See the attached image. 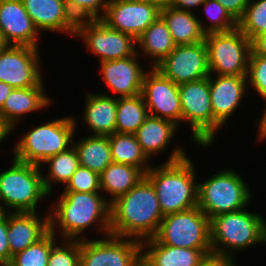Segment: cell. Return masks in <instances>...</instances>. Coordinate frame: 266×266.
Segmentation results:
<instances>
[{
	"instance_id": "cell-1",
	"label": "cell",
	"mask_w": 266,
	"mask_h": 266,
	"mask_svg": "<svg viewBox=\"0 0 266 266\" xmlns=\"http://www.w3.org/2000/svg\"><path fill=\"white\" fill-rule=\"evenodd\" d=\"M56 194V201L51 198L53 201L48 204L49 224L50 231L59 239L85 240L95 231L99 237L110 235L111 203L102 193L60 191V195ZM90 229L92 233L88 235Z\"/></svg>"
},
{
	"instance_id": "cell-2",
	"label": "cell",
	"mask_w": 266,
	"mask_h": 266,
	"mask_svg": "<svg viewBox=\"0 0 266 266\" xmlns=\"http://www.w3.org/2000/svg\"><path fill=\"white\" fill-rule=\"evenodd\" d=\"M168 158L153 164L145 177L156 190L163 216L174 214L197 206L199 165L188 155L183 144H175ZM186 148V149H185ZM198 166V167H196ZM197 179V180H196Z\"/></svg>"
},
{
	"instance_id": "cell-3",
	"label": "cell",
	"mask_w": 266,
	"mask_h": 266,
	"mask_svg": "<svg viewBox=\"0 0 266 266\" xmlns=\"http://www.w3.org/2000/svg\"><path fill=\"white\" fill-rule=\"evenodd\" d=\"M156 190L144 177L110 204V234L144 241L153 238L163 219Z\"/></svg>"
},
{
	"instance_id": "cell-4",
	"label": "cell",
	"mask_w": 266,
	"mask_h": 266,
	"mask_svg": "<svg viewBox=\"0 0 266 266\" xmlns=\"http://www.w3.org/2000/svg\"><path fill=\"white\" fill-rule=\"evenodd\" d=\"M249 208L210 218L213 254L237 259L242 251L266 245L265 214L254 211L256 208L253 211Z\"/></svg>"
},
{
	"instance_id": "cell-5",
	"label": "cell",
	"mask_w": 266,
	"mask_h": 266,
	"mask_svg": "<svg viewBox=\"0 0 266 266\" xmlns=\"http://www.w3.org/2000/svg\"><path fill=\"white\" fill-rule=\"evenodd\" d=\"M69 115L46 119L39 125L31 124V129L21 133L12 144L10 156L40 166L47 158L67 150L72 146L76 132L74 119Z\"/></svg>"
},
{
	"instance_id": "cell-6",
	"label": "cell",
	"mask_w": 266,
	"mask_h": 266,
	"mask_svg": "<svg viewBox=\"0 0 266 266\" xmlns=\"http://www.w3.org/2000/svg\"><path fill=\"white\" fill-rule=\"evenodd\" d=\"M10 159V168L7 166V169L0 171V211L39 212L40 203L50 199V194L44 187L40 166L13 157Z\"/></svg>"
},
{
	"instance_id": "cell-7",
	"label": "cell",
	"mask_w": 266,
	"mask_h": 266,
	"mask_svg": "<svg viewBox=\"0 0 266 266\" xmlns=\"http://www.w3.org/2000/svg\"><path fill=\"white\" fill-rule=\"evenodd\" d=\"M234 168L224 167L211 177L198 181L197 206L208 216L236 212L252 204V193L248 181Z\"/></svg>"
},
{
	"instance_id": "cell-8",
	"label": "cell",
	"mask_w": 266,
	"mask_h": 266,
	"mask_svg": "<svg viewBox=\"0 0 266 266\" xmlns=\"http://www.w3.org/2000/svg\"><path fill=\"white\" fill-rule=\"evenodd\" d=\"M178 88L182 125H185L183 128L189 127L187 130L191 133L187 137L202 150L211 149L210 147L216 143V135L222 131L223 126L213 117L209 77L179 84Z\"/></svg>"
},
{
	"instance_id": "cell-9",
	"label": "cell",
	"mask_w": 266,
	"mask_h": 266,
	"mask_svg": "<svg viewBox=\"0 0 266 266\" xmlns=\"http://www.w3.org/2000/svg\"><path fill=\"white\" fill-rule=\"evenodd\" d=\"M154 238L172 247L211 249L210 219L198 206L166 215Z\"/></svg>"
},
{
	"instance_id": "cell-10",
	"label": "cell",
	"mask_w": 266,
	"mask_h": 266,
	"mask_svg": "<svg viewBox=\"0 0 266 266\" xmlns=\"http://www.w3.org/2000/svg\"><path fill=\"white\" fill-rule=\"evenodd\" d=\"M204 42L210 74L247 76L251 41L238 27L206 34Z\"/></svg>"
},
{
	"instance_id": "cell-11",
	"label": "cell",
	"mask_w": 266,
	"mask_h": 266,
	"mask_svg": "<svg viewBox=\"0 0 266 266\" xmlns=\"http://www.w3.org/2000/svg\"><path fill=\"white\" fill-rule=\"evenodd\" d=\"M97 61L123 59L137 53L136 39L109 28L101 19L77 21L74 35Z\"/></svg>"
},
{
	"instance_id": "cell-12",
	"label": "cell",
	"mask_w": 266,
	"mask_h": 266,
	"mask_svg": "<svg viewBox=\"0 0 266 266\" xmlns=\"http://www.w3.org/2000/svg\"><path fill=\"white\" fill-rule=\"evenodd\" d=\"M142 241L108 235L80 240V266H134Z\"/></svg>"
},
{
	"instance_id": "cell-13",
	"label": "cell",
	"mask_w": 266,
	"mask_h": 266,
	"mask_svg": "<svg viewBox=\"0 0 266 266\" xmlns=\"http://www.w3.org/2000/svg\"><path fill=\"white\" fill-rule=\"evenodd\" d=\"M40 50L25 45H8L0 52V81L13 88L38 86L46 79Z\"/></svg>"
},
{
	"instance_id": "cell-14",
	"label": "cell",
	"mask_w": 266,
	"mask_h": 266,
	"mask_svg": "<svg viewBox=\"0 0 266 266\" xmlns=\"http://www.w3.org/2000/svg\"><path fill=\"white\" fill-rule=\"evenodd\" d=\"M141 95L149 115L183 127L178 84L163 76L156 68H149L143 78Z\"/></svg>"
},
{
	"instance_id": "cell-15",
	"label": "cell",
	"mask_w": 266,
	"mask_h": 266,
	"mask_svg": "<svg viewBox=\"0 0 266 266\" xmlns=\"http://www.w3.org/2000/svg\"><path fill=\"white\" fill-rule=\"evenodd\" d=\"M154 68L178 85L209 77L206 44L176 45Z\"/></svg>"
},
{
	"instance_id": "cell-16",
	"label": "cell",
	"mask_w": 266,
	"mask_h": 266,
	"mask_svg": "<svg viewBox=\"0 0 266 266\" xmlns=\"http://www.w3.org/2000/svg\"><path fill=\"white\" fill-rule=\"evenodd\" d=\"M141 60L142 58L136 53L123 59L99 62L97 73H100L102 82L106 85L104 88H109L110 91L102 94L113 97L140 95L144 75L150 68Z\"/></svg>"
},
{
	"instance_id": "cell-17",
	"label": "cell",
	"mask_w": 266,
	"mask_h": 266,
	"mask_svg": "<svg viewBox=\"0 0 266 266\" xmlns=\"http://www.w3.org/2000/svg\"><path fill=\"white\" fill-rule=\"evenodd\" d=\"M160 9L149 2L110 0L101 20L111 29L137 39L158 17Z\"/></svg>"
},
{
	"instance_id": "cell-18",
	"label": "cell",
	"mask_w": 266,
	"mask_h": 266,
	"mask_svg": "<svg viewBox=\"0 0 266 266\" xmlns=\"http://www.w3.org/2000/svg\"><path fill=\"white\" fill-rule=\"evenodd\" d=\"M209 87L213 117L226 130L227 121L230 123V119L240 112L241 105L247 102L244 101L245 97L248 98L246 95L250 98L247 77L210 74Z\"/></svg>"
},
{
	"instance_id": "cell-19",
	"label": "cell",
	"mask_w": 266,
	"mask_h": 266,
	"mask_svg": "<svg viewBox=\"0 0 266 266\" xmlns=\"http://www.w3.org/2000/svg\"><path fill=\"white\" fill-rule=\"evenodd\" d=\"M44 82L43 80L35 87L14 88L7 97L0 109V115L3 122L11 129L12 135L18 129L16 127L20 126L19 123L25 122L29 114H37L45 108H50L54 103V99L46 92L48 90L45 89Z\"/></svg>"
},
{
	"instance_id": "cell-20",
	"label": "cell",
	"mask_w": 266,
	"mask_h": 266,
	"mask_svg": "<svg viewBox=\"0 0 266 266\" xmlns=\"http://www.w3.org/2000/svg\"><path fill=\"white\" fill-rule=\"evenodd\" d=\"M0 31L9 45L40 48L43 38L22 0H0Z\"/></svg>"
},
{
	"instance_id": "cell-21",
	"label": "cell",
	"mask_w": 266,
	"mask_h": 266,
	"mask_svg": "<svg viewBox=\"0 0 266 266\" xmlns=\"http://www.w3.org/2000/svg\"><path fill=\"white\" fill-rule=\"evenodd\" d=\"M85 93L83 95L85 100H83L84 106L81 117L79 115L76 116V113L72 114L76 130H79L78 124H81L83 128L87 129H85L87 131L86 134L110 136L115 133L117 97L107 96L91 90ZM79 117L82 123H80Z\"/></svg>"
},
{
	"instance_id": "cell-22",
	"label": "cell",
	"mask_w": 266,
	"mask_h": 266,
	"mask_svg": "<svg viewBox=\"0 0 266 266\" xmlns=\"http://www.w3.org/2000/svg\"><path fill=\"white\" fill-rule=\"evenodd\" d=\"M35 27L44 33H59L73 37L77 21L69 12L65 0H22Z\"/></svg>"
},
{
	"instance_id": "cell-23",
	"label": "cell",
	"mask_w": 266,
	"mask_h": 266,
	"mask_svg": "<svg viewBox=\"0 0 266 266\" xmlns=\"http://www.w3.org/2000/svg\"><path fill=\"white\" fill-rule=\"evenodd\" d=\"M49 230V206L45 212L40 211V213H8L7 236L11 256H14L37 242Z\"/></svg>"
},
{
	"instance_id": "cell-24",
	"label": "cell",
	"mask_w": 266,
	"mask_h": 266,
	"mask_svg": "<svg viewBox=\"0 0 266 266\" xmlns=\"http://www.w3.org/2000/svg\"><path fill=\"white\" fill-rule=\"evenodd\" d=\"M180 128L171 121L148 115L144 123L134 133L146 156L153 161L161 153L170 150Z\"/></svg>"
},
{
	"instance_id": "cell-25",
	"label": "cell",
	"mask_w": 266,
	"mask_h": 266,
	"mask_svg": "<svg viewBox=\"0 0 266 266\" xmlns=\"http://www.w3.org/2000/svg\"><path fill=\"white\" fill-rule=\"evenodd\" d=\"M137 53L154 68L175 48L166 22L159 16L137 39Z\"/></svg>"
},
{
	"instance_id": "cell-26",
	"label": "cell",
	"mask_w": 266,
	"mask_h": 266,
	"mask_svg": "<svg viewBox=\"0 0 266 266\" xmlns=\"http://www.w3.org/2000/svg\"><path fill=\"white\" fill-rule=\"evenodd\" d=\"M142 253L155 266H197L212 249L172 247L153 237L142 241Z\"/></svg>"
},
{
	"instance_id": "cell-27",
	"label": "cell",
	"mask_w": 266,
	"mask_h": 266,
	"mask_svg": "<svg viewBox=\"0 0 266 266\" xmlns=\"http://www.w3.org/2000/svg\"><path fill=\"white\" fill-rule=\"evenodd\" d=\"M175 45H192L205 40L197 14L169 6L160 10Z\"/></svg>"
},
{
	"instance_id": "cell-28",
	"label": "cell",
	"mask_w": 266,
	"mask_h": 266,
	"mask_svg": "<svg viewBox=\"0 0 266 266\" xmlns=\"http://www.w3.org/2000/svg\"><path fill=\"white\" fill-rule=\"evenodd\" d=\"M77 130L73 138V146L78 155L79 165L88 168L98 174L111 164V148L109 136L90 135L76 138Z\"/></svg>"
},
{
	"instance_id": "cell-29",
	"label": "cell",
	"mask_w": 266,
	"mask_h": 266,
	"mask_svg": "<svg viewBox=\"0 0 266 266\" xmlns=\"http://www.w3.org/2000/svg\"><path fill=\"white\" fill-rule=\"evenodd\" d=\"M144 177L145 173L137 167L112 162L100 174L101 192L111 203L127 193Z\"/></svg>"
},
{
	"instance_id": "cell-30",
	"label": "cell",
	"mask_w": 266,
	"mask_h": 266,
	"mask_svg": "<svg viewBox=\"0 0 266 266\" xmlns=\"http://www.w3.org/2000/svg\"><path fill=\"white\" fill-rule=\"evenodd\" d=\"M78 167L79 159L73 145L62 153L47 158L40 165L44 187L51 198L56 196L53 195L56 192L55 187L57 186L56 188H58L59 184L63 188Z\"/></svg>"
},
{
	"instance_id": "cell-31",
	"label": "cell",
	"mask_w": 266,
	"mask_h": 266,
	"mask_svg": "<svg viewBox=\"0 0 266 266\" xmlns=\"http://www.w3.org/2000/svg\"><path fill=\"white\" fill-rule=\"evenodd\" d=\"M109 144L114 163L137 167L144 173L154 164L143 152L134 134L115 132L109 136Z\"/></svg>"
},
{
	"instance_id": "cell-32",
	"label": "cell",
	"mask_w": 266,
	"mask_h": 266,
	"mask_svg": "<svg viewBox=\"0 0 266 266\" xmlns=\"http://www.w3.org/2000/svg\"><path fill=\"white\" fill-rule=\"evenodd\" d=\"M148 115L141 94L133 97H117L115 132L134 134Z\"/></svg>"
},
{
	"instance_id": "cell-33",
	"label": "cell",
	"mask_w": 266,
	"mask_h": 266,
	"mask_svg": "<svg viewBox=\"0 0 266 266\" xmlns=\"http://www.w3.org/2000/svg\"><path fill=\"white\" fill-rule=\"evenodd\" d=\"M199 9L201 11L196 14L201 13L197 18L205 34L228 32L237 28V22L217 0H205Z\"/></svg>"
},
{
	"instance_id": "cell-34",
	"label": "cell",
	"mask_w": 266,
	"mask_h": 266,
	"mask_svg": "<svg viewBox=\"0 0 266 266\" xmlns=\"http://www.w3.org/2000/svg\"><path fill=\"white\" fill-rule=\"evenodd\" d=\"M58 240L49 230L37 242L12 256L8 266H47L51 248Z\"/></svg>"
},
{
	"instance_id": "cell-35",
	"label": "cell",
	"mask_w": 266,
	"mask_h": 266,
	"mask_svg": "<svg viewBox=\"0 0 266 266\" xmlns=\"http://www.w3.org/2000/svg\"><path fill=\"white\" fill-rule=\"evenodd\" d=\"M237 27L251 41L266 33V0H250Z\"/></svg>"
},
{
	"instance_id": "cell-36",
	"label": "cell",
	"mask_w": 266,
	"mask_h": 266,
	"mask_svg": "<svg viewBox=\"0 0 266 266\" xmlns=\"http://www.w3.org/2000/svg\"><path fill=\"white\" fill-rule=\"evenodd\" d=\"M47 266H80V240L59 239L51 248Z\"/></svg>"
},
{
	"instance_id": "cell-37",
	"label": "cell",
	"mask_w": 266,
	"mask_h": 266,
	"mask_svg": "<svg viewBox=\"0 0 266 266\" xmlns=\"http://www.w3.org/2000/svg\"><path fill=\"white\" fill-rule=\"evenodd\" d=\"M246 77L249 94L255 92L257 97L266 101V57L250 52Z\"/></svg>"
},
{
	"instance_id": "cell-38",
	"label": "cell",
	"mask_w": 266,
	"mask_h": 266,
	"mask_svg": "<svg viewBox=\"0 0 266 266\" xmlns=\"http://www.w3.org/2000/svg\"><path fill=\"white\" fill-rule=\"evenodd\" d=\"M76 21L101 19L110 0H65Z\"/></svg>"
},
{
	"instance_id": "cell-39",
	"label": "cell",
	"mask_w": 266,
	"mask_h": 266,
	"mask_svg": "<svg viewBox=\"0 0 266 266\" xmlns=\"http://www.w3.org/2000/svg\"><path fill=\"white\" fill-rule=\"evenodd\" d=\"M62 191L102 193L100 174L79 165Z\"/></svg>"
},
{
	"instance_id": "cell-40",
	"label": "cell",
	"mask_w": 266,
	"mask_h": 266,
	"mask_svg": "<svg viewBox=\"0 0 266 266\" xmlns=\"http://www.w3.org/2000/svg\"><path fill=\"white\" fill-rule=\"evenodd\" d=\"M7 232L8 213L0 211V266H8L12 260Z\"/></svg>"
},
{
	"instance_id": "cell-41",
	"label": "cell",
	"mask_w": 266,
	"mask_h": 266,
	"mask_svg": "<svg viewBox=\"0 0 266 266\" xmlns=\"http://www.w3.org/2000/svg\"><path fill=\"white\" fill-rule=\"evenodd\" d=\"M229 13V15L238 22L243 16L250 0H217Z\"/></svg>"
},
{
	"instance_id": "cell-42",
	"label": "cell",
	"mask_w": 266,
	"mask_h": 266,
	"mask_svg": "<svg viewBox=\"0 0 266 266\" xmlns=\"http://www.w3.org/2000/svg\"><path fill=\"white\" fill-rule=\"evenodd\" d=\"M234 258L220 256L218 254H208L197 266H238Z\"/></svg>"
},
{
	"instance_id": "cell-43",
	"label": "cell",
	"mask_w": 266,
	"mask_h": 266,
	"mask_svg": "<svg viewBox=\"0 0 266 266\" xmlns=\"http://www.w3.org/2000/svg\"><path fill=\"white\" fill-rule=\"evenodd\" d=\"M264 104L263 106V110L260 112L261 114L258 115L260 117H258L257 119H254V123L257 124V134H256V140L257 142H261L260 144L262 143H266V101H262V105Z\"/></svg>"
},
{
	"instance_id": "cell-44",
	"label": "cell",
	"mask_w": 266,
	"mask_h": 266,
	"mask_svg": "<svg viewBox=\"0 0 266 266\" xmlns=\"http://www.w3.org/2000/svg\"><path fill=\"white\" fill-rule=\"evenodd\" d=\"M205 0H173L172 7L196 14Z\"/></svg>"
},
{
	"instance_id": "cell-45",
	"label": "cell",
	"mask_w": 266,
	"mask_h": 266,
	"mask_svg": "<svg viewBox=\"0 0 266 266\" xmlns=\"http://www.w3.org/2000/svg\"><path fill=\"white\" fill-rule=\"evenodd\" d=\"M251 52L255 55L266 57V33L251 40Z\"/></svg>"
},
{
	"instance_id": "cell-46",
	"label": "cell",
	"mask_w": 266,
	"mask_h": 266,
	"mask_svg": "<svg viewBox=\"0 0 266 266\" xmlns=\"http://www.w3.org/2000/svg\"><path fill=\"white\" fill-rule=\"evenodd\" d=\"M14 88L6 84L5 82L0 81V109L4 105L7 97L12 92Z\"/></svg>"
},
{
	"instance_id": "cell-47",
	"label": "cell",
	"mask_w": 266,
	"mask_h": 266,
	"mask_svg": "<svg viewBox=\"0 0 266 266\" xmlns=\"http://www.w3.org/2000/svg\"><path fill=\"white\" fill-rule=\"evenodd\" d=\"M11 135V129L3 122L1 115H0V145L5 140L8 141L9 136Z\"/></svg>"
},
{
	"instance_id": "cell-48",
	"label": "cell",
	"mask_w": 266,
	"mask_h": 266,
	"mask_svg": "<svg viewBox=\"0 0 266 266\" xmlns=\"http://www.w3.org/2000/svg\"><path fill=\"white\" fill-rule=\"evenodd\" d=\"M157 6L160 10L172 5L173 0H144Z\"/></svg>"
},
{
	"instance_id": "cell-49",
	"label": "cell",
	"mask_w": 266,
	"mask_h": 266,
	"mask_svg": "<svg viewBox=\"0 0 266 266\" xmlns=\"http://www.w3.org/2000/svg\"><path fill=\"white\" fill-rule=\"evenodd\" d=\"M134 266H155L143 253L136 259Z\"/></svg>"
},
{
	"instance_id": "cell-50",
	"label": "cell",
	"mask_w": 266,
	"mask_h": 266,
	"mask_svg": "<svg viewBox=\"0 0 266 266\" xmlns=\"http://www.w3.org/2000/svg\"><path fill=\"white\" fill-rule=\"evenodd\" d=\"M9 44L5 41L2 32L0 31V52L4 50Z\"/></svg>"
},
{
	"instance_id": "cell-51",
	"label": "cell",
	"mask_w": 266,
	"mask_h": 266,
	"mask_svg": "<svg viewBox=\"0 0 266 266\" xmlns=\"http://www.w3.org/2000/svg\"><path fill=\"white\" fill-rule=\"evenodd\" d=\"M115 1H125V2H143L144 0H115Z\"/></svg>"
}]
</instances>
